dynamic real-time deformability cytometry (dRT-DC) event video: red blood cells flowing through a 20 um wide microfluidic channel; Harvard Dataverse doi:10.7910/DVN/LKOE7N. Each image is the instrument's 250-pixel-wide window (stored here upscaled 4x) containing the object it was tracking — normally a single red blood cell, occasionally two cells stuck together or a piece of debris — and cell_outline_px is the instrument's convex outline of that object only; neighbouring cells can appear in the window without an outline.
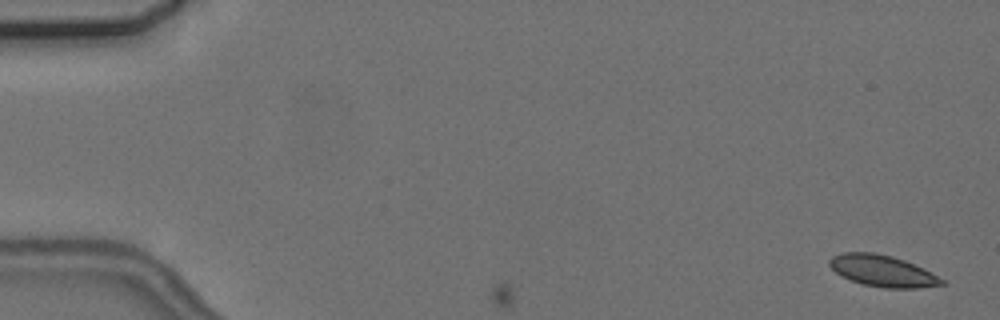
{"species": "common noctule bat (a hibernating species)", "species_latin": "Nyctalus noctula", "temperature_condition": "cold", "stored_images_in_passage": 6, "camera_frame_rate_fps": 3000, "um_per_image_px": 0.085, "animal": {"sex": "female", "body_mass_g": 24.6, "forearm_length_mm": 56.2}, "frame": {"image": 1, "passage_image": 1, "time_ms": 0.0, "image_size_px": [1000, 320], "cell_outline_px": [[944, 284], [920, 288], [884, 288], [860, 284], [840, 276], [828, 264], [828, 260], [832, 256], [844, 252], [872, 252], [892, 256], [904, 260], [944, 280]], "centroid_in_image_um": [74.93, 23.03], "position_along_channel_um": 10.1, "area_um2": 20.4}}
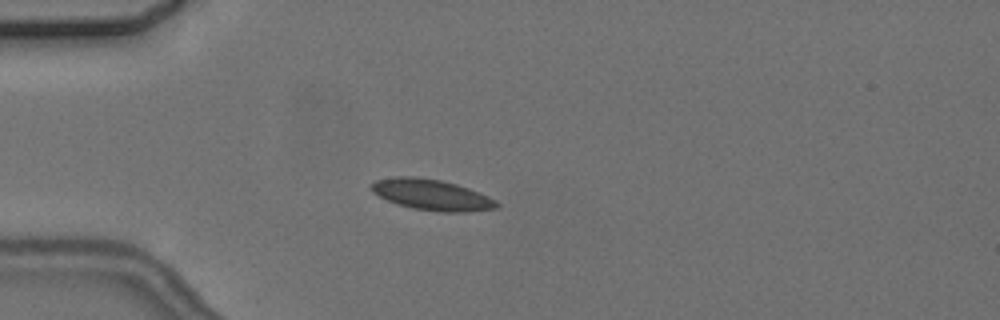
{"frame": {"image": 2, "passage_image": 5, "time_ms": 4.667, "image_size_px": [1000, 320], "cell_outline_px": [[500, 204], [496, 208], [468, 212], [440, 212], [412, 208], [396, 204], [372, 192], [368, 184], [376, 180], [396, 176], [416, 176], [440, 180], [456, 184], [480, 192], [496, 200]], "centroid_in_image_um": [36.68, 16.55], "position_along_channel_um": 48.3, "area_um2": 22.72}}
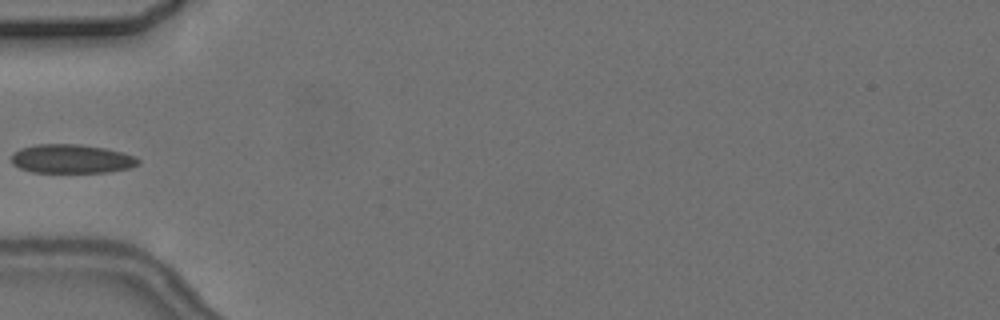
{"frame": {"image": 3, "passage_image": 6, "time_ms": 6.0, "image_size_px": [1000, 320], "cell_outline_px": [[140, 164], [128, 168], [108, 172], [32, 172], [20, 168], [12, 164], [12, 152], [20, 148], [36, 144], [80, 144], [104, 148], [124, 152], [136, 156], [140, 160]], "centroid_in_image_um": [6.09, 13.49], "position_along_channel_um": 78.9, "area_um2": 21.5}}